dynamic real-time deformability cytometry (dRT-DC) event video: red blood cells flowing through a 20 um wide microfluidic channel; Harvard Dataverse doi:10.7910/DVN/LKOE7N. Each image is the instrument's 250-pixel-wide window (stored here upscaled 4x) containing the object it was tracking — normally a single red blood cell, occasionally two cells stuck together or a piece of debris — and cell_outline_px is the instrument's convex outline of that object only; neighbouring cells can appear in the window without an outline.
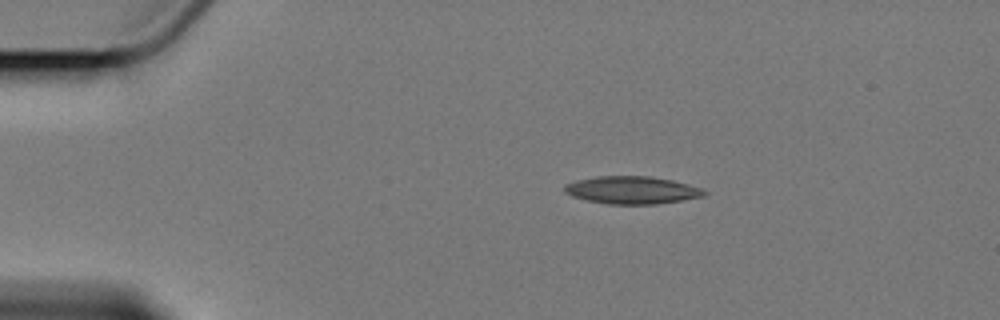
{"species": "Egyptian fruit bat (a non-hibernating species)", "species_latin": "Rousettus aegyptiacus", "temperature_condition": "cold", "stored_images_in_passage": 3, "camera_frame_rate_fps": 3000, "um_per_image_px": 0.085, "animal": {"sex": "female"}, "frame": {"image": 1, "passage_image": 2, "time_ms": 1.333, "image_size_px": [1000, 320], "cell_outline_px": [[708, 192], [704, 196], [656, 204], [608, 204], [588, 200], [572, 196], [564, 192], [564, 184], [576, 180], [596, 176], [648, 176], [672, 180], [704, 188]], "centroid_in_image_um": [53.72, 16.15], "position_along_channel_um": 31.3, "area_um2": 22.48}}